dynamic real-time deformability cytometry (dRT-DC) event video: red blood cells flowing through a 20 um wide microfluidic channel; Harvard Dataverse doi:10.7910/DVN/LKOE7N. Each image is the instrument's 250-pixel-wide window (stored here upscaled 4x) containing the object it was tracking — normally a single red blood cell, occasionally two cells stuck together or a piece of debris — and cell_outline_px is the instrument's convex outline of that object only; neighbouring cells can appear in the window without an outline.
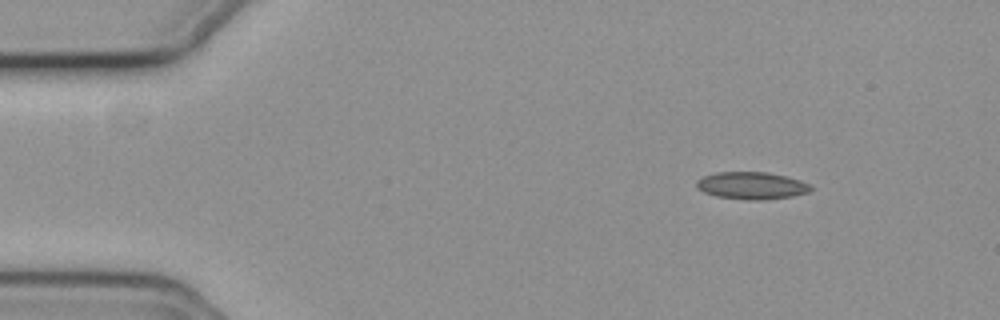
{"species": "common noctule bat (a hibernating species)", "species_latin": "Nyctalus noctula", "temperature_condition": "cold", "stored_images_in_passage": 50, "camera_frame_rate_fps": 3000, "um_per_image_px": 0.085, "animal": {"sex": "female", "body_mass_g": 19.3, "forearm_length_mm": 54.1}, "frame": {"image": 1, "passage_image": 1, "time_ms": 0.0, "image_size_px": [1000, 320], "cell_outline_px": [[812, 188], [808, 192], [792, 196], [764, 200], [748, 200], [716, 196], [704, 192], [696, 188], [696, 180], [704, 176], [716, 172], [768, 172], [800, 180], [808, 184]], "centroid_in_image_um": [63.85, 15.77], "position_along_channel_um": 21.1, "area_um2": 18.09}}
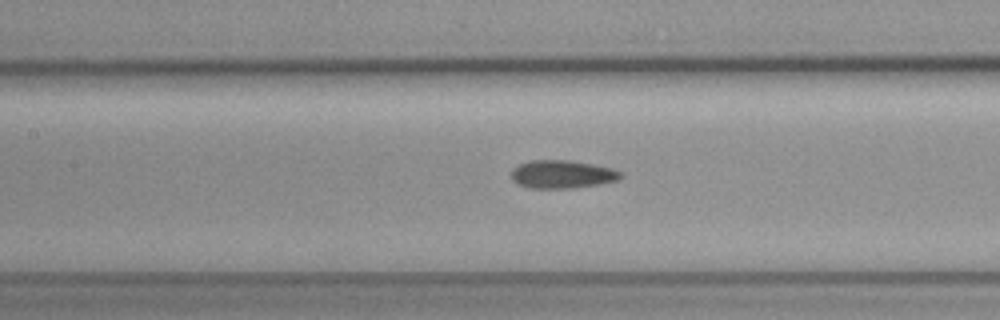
{"frame": {"image": 2, "passage_image": 19, "time_ms": 6.0, "image_size_px": [1000, 320], "cell_outline_px": [[624, 176], [620, 180], [576, 188], [528, 188], [516, 184], [512, 180], [512, 168], [528, 160], [572, 160], [612, 168], [624, 172]], "centroid_in_image_um": [47.81, 14.81], "position_along_channel_um": 159.6, "area_um2": 18.26}}
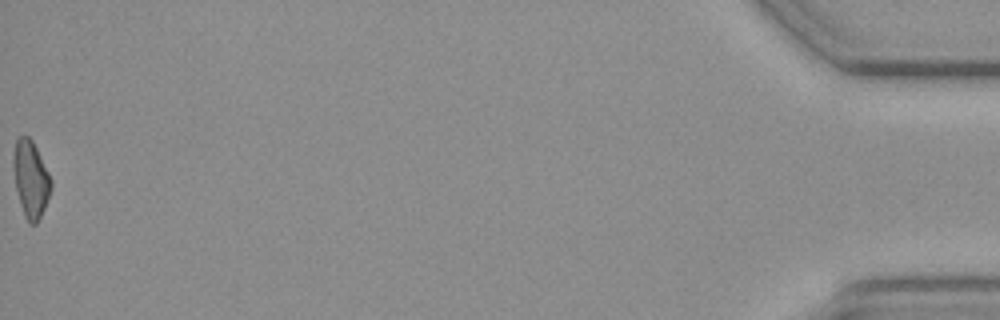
{"frame": {"image": 3, "passage_image": 50, "time_ms": 16.333, "image_size_px": [1000, 320], "cell_outline_px": [[52, 188], [44, 208], [36, 224], [28, 224], [24, 216], [20, 204], [16, 188], [12, 168], [12, 156], [16, 140], [20, 136], [28, 136], [32, 140], [52, 180]], "centroid_in_image_um": [2.59, 15.22], "position_along_channel_um": 432.6, "area_um2": 16.88}, "authors_computed_cell_mechanics": {"area_um2": 17.5134, "velocity_mm_per_s": 3.7096, "shape_relaxation_time_tau1_ms": 5.5709, "shape_relaxation_time_tau2_ms": 4.7687, "deformation_change_tau1": 0.1225, "deformation_change_tau2": 0.1024}}